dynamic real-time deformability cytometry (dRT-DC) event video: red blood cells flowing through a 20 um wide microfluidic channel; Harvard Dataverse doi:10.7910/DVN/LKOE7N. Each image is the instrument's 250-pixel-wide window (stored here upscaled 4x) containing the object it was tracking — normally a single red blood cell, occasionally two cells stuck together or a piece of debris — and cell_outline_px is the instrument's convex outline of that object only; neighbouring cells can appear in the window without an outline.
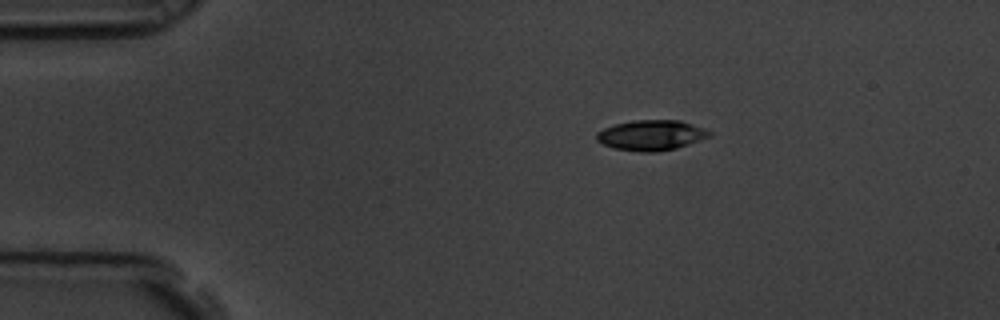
{"species": "common noctule bat (a hibernating species)", "species_latin": "Nyctalus noctula", "temperature_condition": "room temperature", "stored_images_in_passage": 4, "camera_frame_rate_fps": 3000, "um_per_image_px": 0.085, "animal": {"sex": "male", "body_mass_g": 19.5, "forearm_length_mm": 54.6}, "frame": {"image": 1, "passage_image": 2, "time_ms": 0.333, "image_size_px": [1000, 320], "cell_outline_px": [[712, 136], [676, 148], [656, 152], [640, 152], [616, 148], [604, 144], [596, 140], [596, 132], [604, 128], [616, 124], [632, 120], [680, 120], [704, 128], [712, 132]], "centroid_in_image_um": [55.37, 11.49], "position_along_channel_um": 29.6, "area_um2": 19.88}}